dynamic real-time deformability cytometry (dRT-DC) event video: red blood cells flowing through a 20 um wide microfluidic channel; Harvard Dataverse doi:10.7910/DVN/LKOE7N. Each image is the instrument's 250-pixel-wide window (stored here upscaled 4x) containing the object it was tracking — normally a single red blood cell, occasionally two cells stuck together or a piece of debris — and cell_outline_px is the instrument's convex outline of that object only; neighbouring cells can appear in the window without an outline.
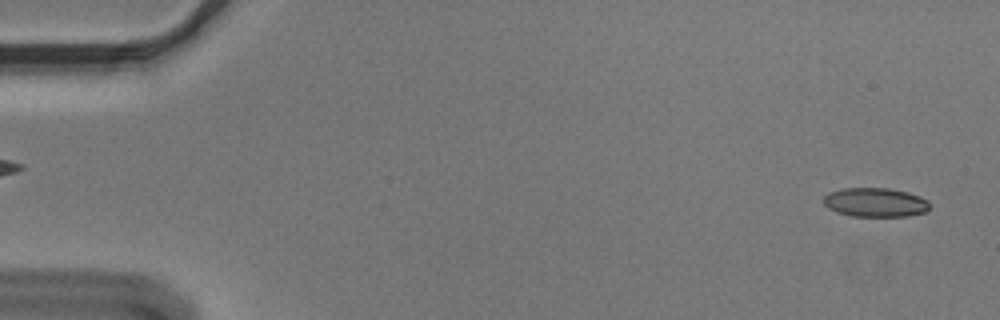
{"species": "Egyptian fruit bat (a non-hibernating species)", "species_latin": "Rousettus aegyptiacus", "temperature_condition": "cold", "stored_images_in_passage": 56, "camera_frame_rate_fps": 3000, "um_per_image_px": 0.085, "animal": {"sex": "male"}, "frame": {"image": 1, "passage_image": 3, "time_ms": 0.667, "image_size_px": [1000, 320], "cell_outline_px": [[928, 208], [924, 212], [908, 216], [852, 216], [836, 212], [828, 208], [824, 204], [824, 196], [828, 192], [844, 188], [888, 188], [908, 192], [920, 196], [928, 200]], "centroid_in_image_um": [74.38, 17.19], "position_along_channel_um": 10.6, "area_um2": 17.98}}
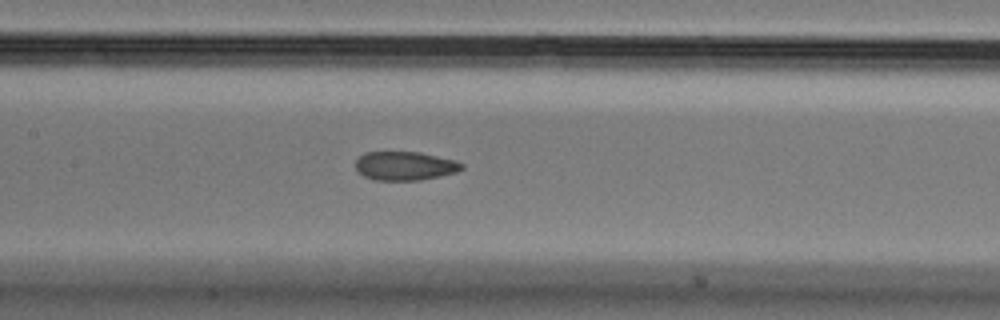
{"frame": {"image": 2, "passage_image": 27, "time_ms": 8.667, "image_size_px": [1000, 320], "cell_outline_px": [[464, 168], [456, 172], [440, 176], [420, 180], [372, 180], [364, 176], [356, 168], [356, 160], [364, 152], [420, 152], [456, 160], [464, 164]], "centroid_in_image_um": [34.44, 14.1], "position_along_channel_um": 173.0, "area_um2": 17.86}}
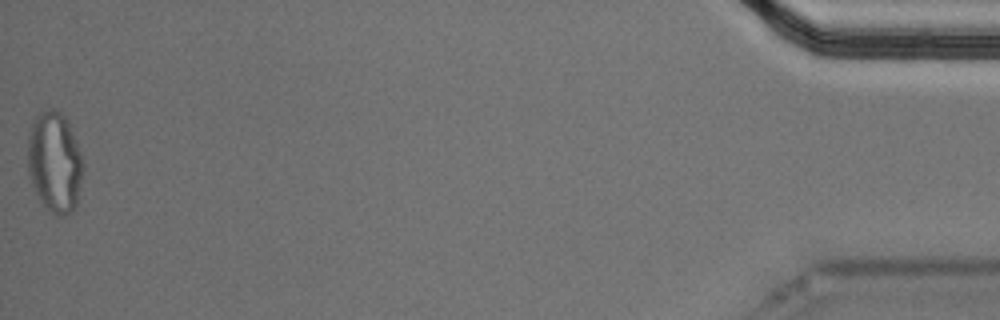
{"frame": {"image": 3, "passage_image": 56, "time_ms": 18.333, "image_size_px": [1000, 320], "cell_outline_px": [[84, 168], [80, 188], [76, 204], [64, 216], [56, 216], [40, 200], [32, 184], [28, 172], [28, 136], [32, 120], [40, 112], [48, 108], [52, 108], [60, 112], [68, 120], [76, 140], [84, 164]], "centroid_in_image_um": [4.65, 13.74], "position_along_channel_um": 430.6, "area_um2": 32.54}, "authors_computed_cell_mechanics": {"area_um2": 19.0162, "velocity_mm_per_s": 3.6294, "shape_relaxation_time_tau1_ms": null, "shape_relaxation_time_tau2_ms": 2.134, "deformation_change_tau1": null, "deformation_change_tau2": 0.0818}}